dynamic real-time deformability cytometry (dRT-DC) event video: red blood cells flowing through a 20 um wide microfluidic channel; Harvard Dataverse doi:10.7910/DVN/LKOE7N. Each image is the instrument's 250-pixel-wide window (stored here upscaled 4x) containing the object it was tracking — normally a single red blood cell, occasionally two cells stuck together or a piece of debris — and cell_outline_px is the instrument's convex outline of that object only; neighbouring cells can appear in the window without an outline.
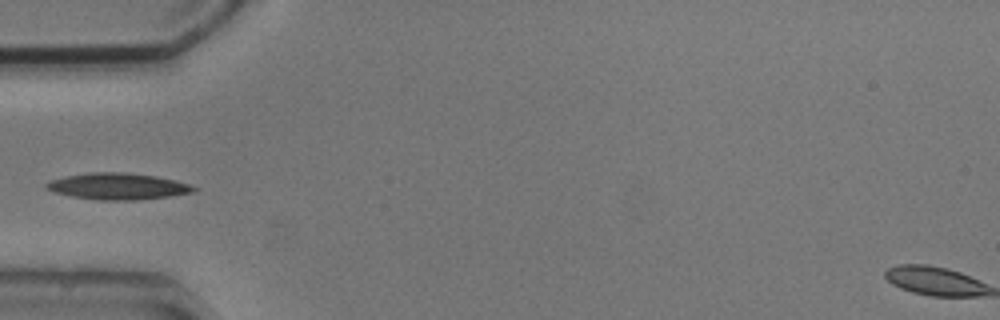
{"species": "common noctule bat (a hibernating species)", "species_latin": "Nyctalus noctula", "temperature_condition": "cold", "stored_images_in_passage": 5, "camera_frame_rate_fps": 3000, "um_per_image_px": 0.085, "animal": {"sex": "male", "body_mass_g": 20.5, "forearm_length_mm": 52.5}, "frame": {"image": 1, "passage_image": 4, "time_ms": 4.667, "image_size_px": [1000, 320], "cell_outline_px": [[200, 188], [196, 192], [172, 196], [136, 200], [96, 200], [72, 196], [56, 192], [44, 188], [44, 184], [48, 180], [64, 176], [88, 172], [124, 172], [156, 176], [176, 180], [192, 184]], "centroid_in_image_um": [10.05, 15.83], "position_along_channel_um": 74.9, "area_um2": 23.18}}